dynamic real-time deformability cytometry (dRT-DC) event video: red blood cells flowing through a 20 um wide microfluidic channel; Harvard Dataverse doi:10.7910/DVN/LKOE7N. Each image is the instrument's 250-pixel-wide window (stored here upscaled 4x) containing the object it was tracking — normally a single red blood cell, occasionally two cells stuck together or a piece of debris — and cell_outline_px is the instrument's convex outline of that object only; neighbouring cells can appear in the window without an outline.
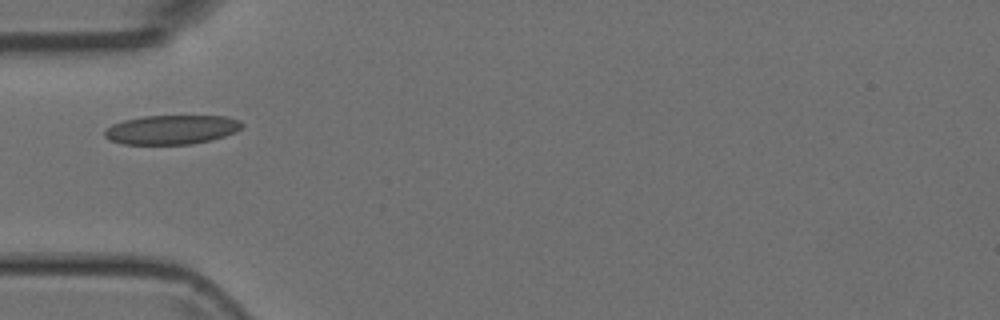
{"species": "Egyptian fruit bat (a non-hibernating species)", "species_latin": "Rousettus aegyptiacus", "temperature_condition": "room temperature", "stored_images_in_passage": 13, "camera_frame_rate_fps": 3000, "um_per_image_px": 0.085, "animal": {"sex": "female"}, "frame": {"image": 1, "passage_image": 1, "time_ms": 0.0, "image_size_px": [1000, 320], "cell_outline_px": [[244, 124], [236, 132], [212, 140], [192, 144], [124, 144], [108, 140], [104, 136], [104, 132], [112, 124], [124, 120], [144, 116], [228, 116], [240, 120]], "centroid_in_image_um": [14.6, 11.02], "position_along_channel_um": 70.4, "area_um2": 23.47}}